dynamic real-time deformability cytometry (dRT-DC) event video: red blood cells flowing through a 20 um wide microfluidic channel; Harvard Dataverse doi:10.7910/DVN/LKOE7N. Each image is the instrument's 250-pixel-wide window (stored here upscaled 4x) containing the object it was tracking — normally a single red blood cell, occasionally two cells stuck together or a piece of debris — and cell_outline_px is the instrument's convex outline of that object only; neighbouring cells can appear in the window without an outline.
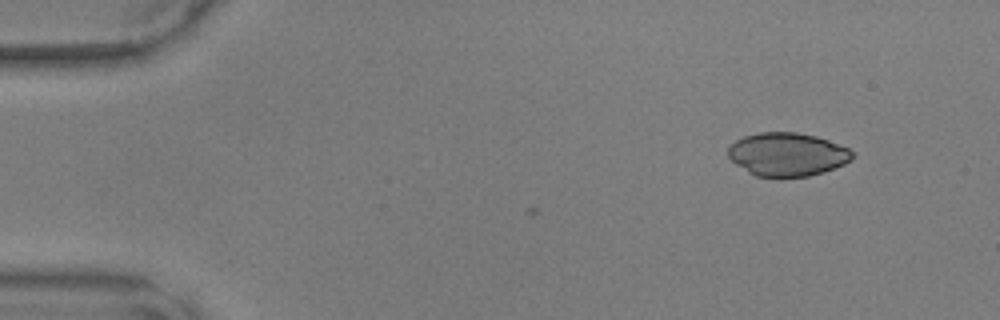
{"species": "common noctule bat (a hibernating species)", "species_latin": "Nyctalus noctula", "temperature_condition": "warm", "stored_images_in_passage": 9, "camera_frame_rate_fps": 3000, "um_per_image_px": 0.085, "animal": {"sex": "male", "body_mass_g": 17.9, "forearm_length_mm": 54.2}, "frame": {"image": 1, "passage_image": 9, "time_ms": 2.667, "image_size_px": [1000, 320], "cell_outline_px": [[852, 160], [844, 164], [824, 172], [808, 176], [780, 180], [756, 176], [748, 172], [736, 164], [728, 156], [728, 148], [736, 140], [744, 136], [760, 132], [796, 132], [816, 136], [828, 140], [848, 148], [852, 152]], "centroid_in_image_um": [66.9, 13.16], "position_along_channel_um": 18.1, "area_um2": 31.91}}